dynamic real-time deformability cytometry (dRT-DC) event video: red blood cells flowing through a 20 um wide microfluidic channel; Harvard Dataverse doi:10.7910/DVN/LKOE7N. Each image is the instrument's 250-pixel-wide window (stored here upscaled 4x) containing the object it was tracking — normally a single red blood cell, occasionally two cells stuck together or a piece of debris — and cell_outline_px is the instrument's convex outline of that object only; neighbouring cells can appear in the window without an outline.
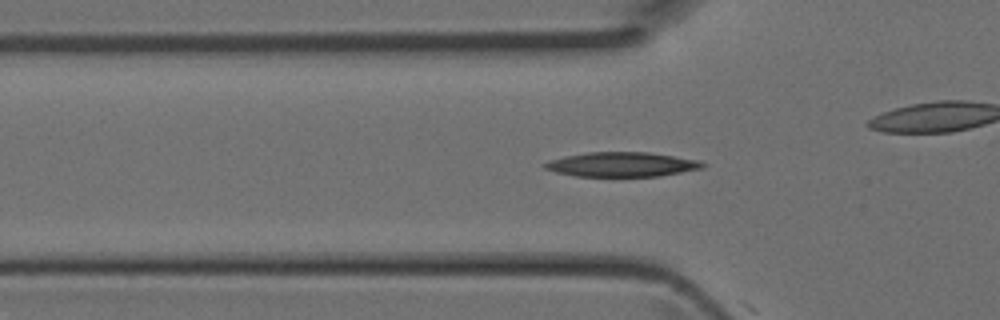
{"species": "Egyptian fruit bat (a non-hibernating species)", "species_latin": "Rousettus aegyptiacus", "temperature_condition": "room temperature", "stored_images_in_passage": 3, "camera_frame_rate_fps": 3000, "um_per_image_px": 0.085, "animal": {"sex": "female"}, "frame": {"image": 1, "passage_image": 2, "time_ms": 0.333, "image_size_px": [1000, 320], "cell_outline_px": [[708, 164], [704, 168], [660, 176], [576, 176], [556, 172], [544, 168], [540, 164], [548, 160], [564, 156], [588, 152], [648, 152], [700, 160]], "centroid_in_image_um": [52.86, 13.97], "position_along_channel_um": 72.9, "area_um2": 22.77}}